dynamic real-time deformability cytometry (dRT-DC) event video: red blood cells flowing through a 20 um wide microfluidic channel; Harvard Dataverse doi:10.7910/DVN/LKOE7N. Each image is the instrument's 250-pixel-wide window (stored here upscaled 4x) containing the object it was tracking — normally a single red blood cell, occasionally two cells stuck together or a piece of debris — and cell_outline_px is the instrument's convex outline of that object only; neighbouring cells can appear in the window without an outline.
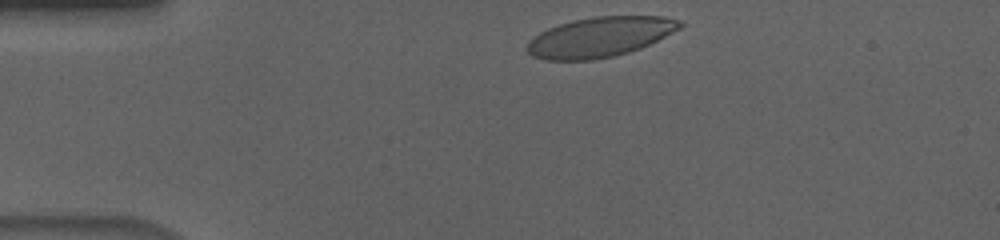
{"species": "human", "species_latin": "Homo sapiens", "temperature_condition": "cold", "stored_images_in_passage": 37, "camera_frame_rate_fps": 3000, "um_per_image_px": 0.085, "donor": {"sex": "male"}, "frame": {"image": 1, "passage_image": 1, "time_ms": 0.0, "image_size_px": [1000, 240], "cell_outline_px": [[684, 24], [680, 28], [640, 48], [616, 56], [592, 60], [544, 60], [532, 56], [524, 48], [528, 40], [540, 32], [548, 28], [572, 20], [596, 16], [664, 16], [680, 20]], "centroid_in_image_um": [50.94, 3.15], "position_along_channel_um": 34.1, "area_um2": 35.66}}
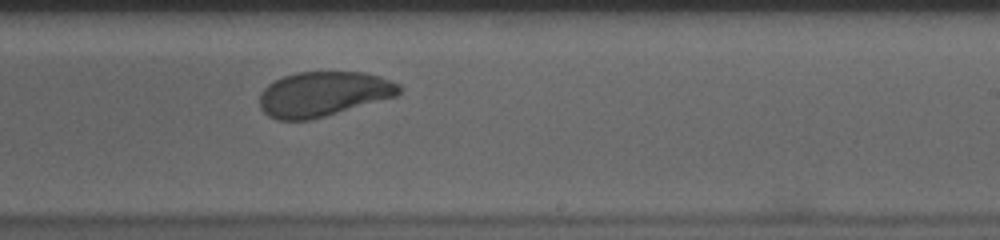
{"frame": {"image": 2, "passage_image": 24, "time_ms": 7.667, "image_size_px": [1000, 240], "cell_outline_px": [[404, 88], [396, 96], [324, 116], [308, 120], [276, 120], [268, 116], [260, 108], [260, 92], [268, 84], [284, 76], [296, 72], [364, 72], [380, 76], [400, 84]], "centroid_in_image_um": [27.48, 7.98], "position_along_channel_um": 261.5, "area_um2": 36.41}}
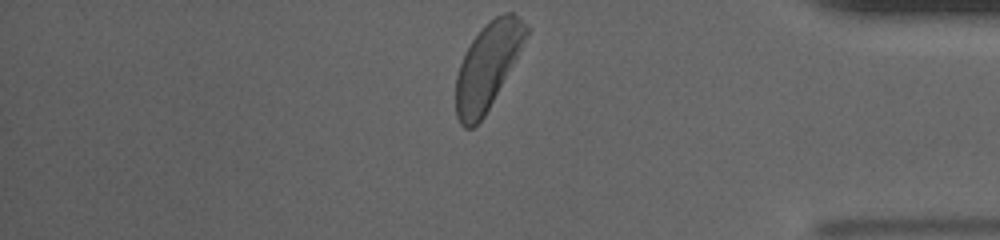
{"frame": {"image": 3, "passage_image": 37, "time_ms": 12.0, "image_size_px": [1000, 240], "cell_outline_px": [[528, 32], [516, 56], [484, 116], [472, 128], [464, 128], [460, 124], [456, 116], [456, 76], [460, 64], [472, 40], [496, 16], [504, 12], [512, 12], [528, 28]], "centroid_in_image_um": [41.39, 5.66], "position_along_channel_um": 393.8, "area_um2": 33.58}, "authors_computed_cell_mechanics": {"area_um2": 37.1654, "velocity_mm_per_s": 3.6182, "shape_relaxation_time_tau1_ms": 2.9522, "shape_relaxation_time_tau2_ms": 0.8318, "deformation_change_tau1": 0.1206, "deformation_change_tau2": 0.0562}}